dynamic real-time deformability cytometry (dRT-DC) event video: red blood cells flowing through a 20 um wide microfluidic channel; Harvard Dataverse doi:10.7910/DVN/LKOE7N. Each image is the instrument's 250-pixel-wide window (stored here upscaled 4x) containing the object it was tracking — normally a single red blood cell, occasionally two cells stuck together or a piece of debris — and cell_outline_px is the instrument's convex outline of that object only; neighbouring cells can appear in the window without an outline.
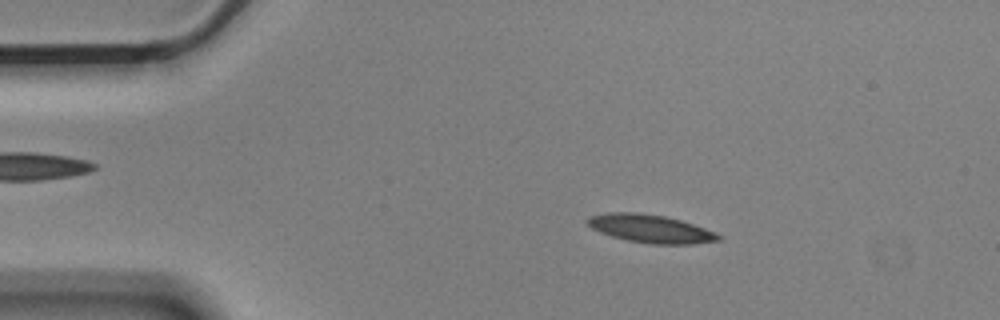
{"species": "Egyptian fruit bat (a non-hibernating species)", "species_latin": "Rousettus aegyptiacus", "temperature_condition": "cold", "stored_images_in_passage": 48, "camera_frame_rate_fps": 3000, "um_per_image_px": 0.085, "animal": {"sex": "male"}, "frame": {"image": 1, "passage_image": 2, "time_ms": 0.333, "image_size_px": [1000, 320], "cell_outline_px": [[724, 236], [720, 240], [692, 244], [652, 244], [628, 240], [612, 236], [600, 232], [592, 228], [584, 220], [588, 216], [608, 212], [640, 212], [664, 216], [680, 220], [716, 232]], "centroid_in_image_um": [55.29, 19.43], "position_along_channel_um": 29.7, "area_um2": 21.5}}
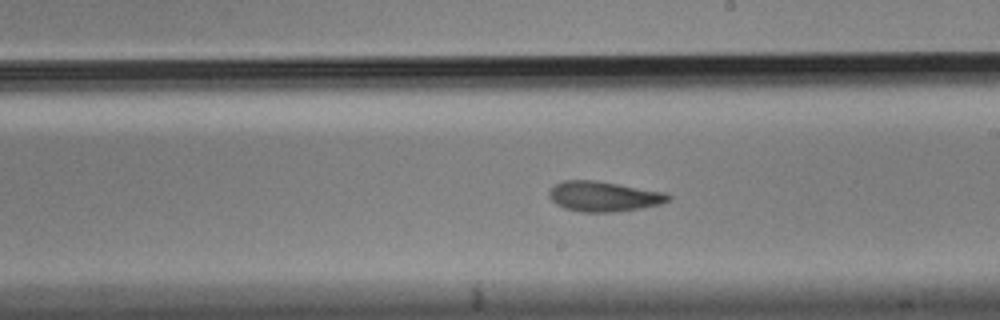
{"frame": {"image": 2, "passage_image": 24, "time_ms": 7.667, "image_size_px": [1000, 320], "cell_outline_px": [[672, 200], [660, 204], [640, 208], [616, 212], [580, 212], [564, 208], [556, 204], [548, 196], [548, 192], [552, 184], [564, 180], [596, 180], [668, 192], [672, 196]], "centroid_in_image_um": [51.33, 16.68], "position_along_channel_um": 237.7, "area_um2": 21.39}}
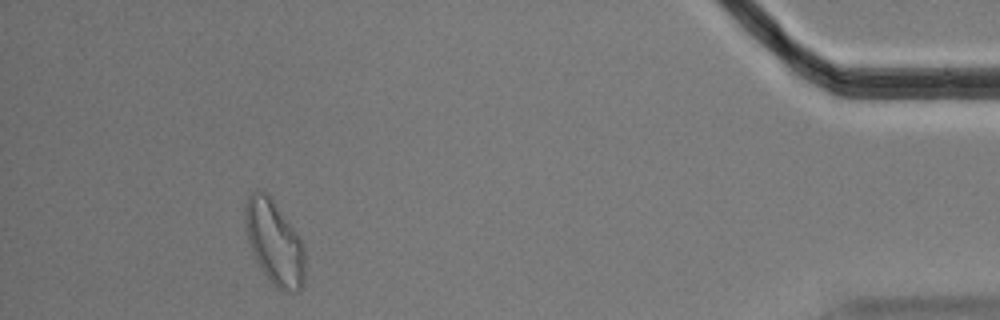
{"frame": {"image": 3, "passage_image": 44, "time_ms": 14.333, "image_size_px": [1000, 320], "cell_outline_px": [[304, 280], [300, 292], [284, 292], [276, 288], [272, 284], [260, 268], [252, 252], [248, 240], [244, 224], [244, 204], [248, 196], [256, 188], [268, 192], [296, 232], [304, 248]], "centroid_in_image_um": [23.3, 20.6], "position_along_channel_um": 411.9, "area_um2": 29.71}, "authors_computed_cell_mechanics": {"area_um2": 21.4149, "velocity_mm_per_s": 3.5188, "shape_relaxation_time_tau1_ms": 6.4597, "shape_relaxation_time_tau2_ms": 4.5171, "deformation_change_tau1": 0.1884, "deformation_change_tau2": 0.1042}}